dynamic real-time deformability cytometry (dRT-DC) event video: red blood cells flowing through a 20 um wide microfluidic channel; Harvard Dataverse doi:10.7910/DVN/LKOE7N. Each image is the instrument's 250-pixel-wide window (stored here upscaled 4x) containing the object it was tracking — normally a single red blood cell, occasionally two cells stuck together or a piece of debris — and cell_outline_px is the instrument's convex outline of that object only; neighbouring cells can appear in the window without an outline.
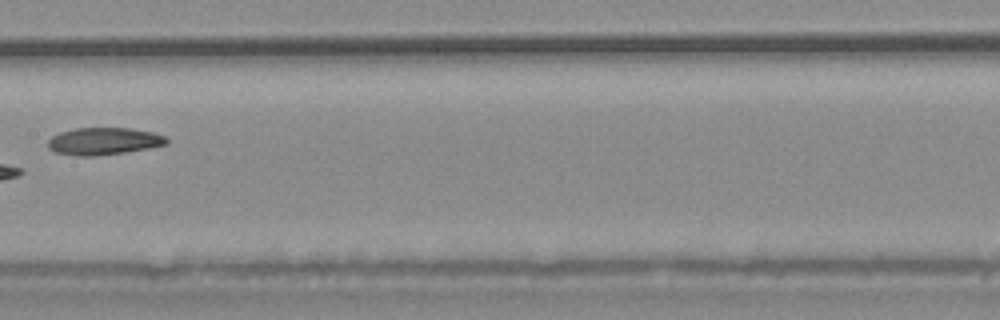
{"species": "common noctule bat (a hibernating species)", "species_latin": "Nyctalus noctula", "temperature_condition": "warm", "stored_images_in_passage": 9, "camera_frame_rate_fps": 3000, "um_per_image_px": 0.085, "animal": {"sex": "male", "body_mass_g": 20.4}, "frame": {"image": 1, "passage_image": 8, "time_ms": 2.333, "image_size_px": [1000, 320], "cell_outline_px": [[168, 144], [148, 148], [124, 152], [96, 156], [76, 156], [56, 152], [48, 148], [48, 140], [52, 136], [60, 132], [76, 128], [132, 128], [152, 132], [164, 136], [168, 140]], "centroid_in_image_um": [8.81, 12.0], "position_along_channel_um": 198.6, "area_um2": 18.79}}
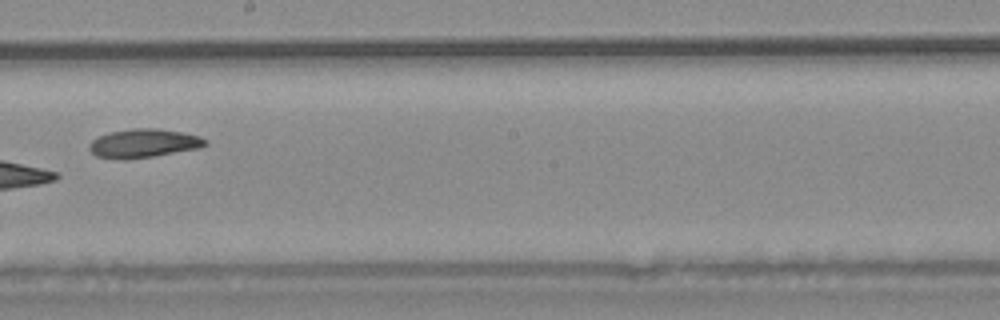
{"frame": {"image": 2, "passage_image": 9, "time_ms": 2.667, "image_size_px": [1000, 320], "cell_outline_px": [[208, 144], [200, 148], [152, 156], [124, 160], [96, 156], [88, 148], [88, 144], [92, 140], [108, 132], [132, 128], [156, 128], [180, 132], [200, 136], [208, 140]], "centroid_in_image_um": [12.2, 12.18], "position_along_channel_um": 236.0, "area_um2": 19.42}}